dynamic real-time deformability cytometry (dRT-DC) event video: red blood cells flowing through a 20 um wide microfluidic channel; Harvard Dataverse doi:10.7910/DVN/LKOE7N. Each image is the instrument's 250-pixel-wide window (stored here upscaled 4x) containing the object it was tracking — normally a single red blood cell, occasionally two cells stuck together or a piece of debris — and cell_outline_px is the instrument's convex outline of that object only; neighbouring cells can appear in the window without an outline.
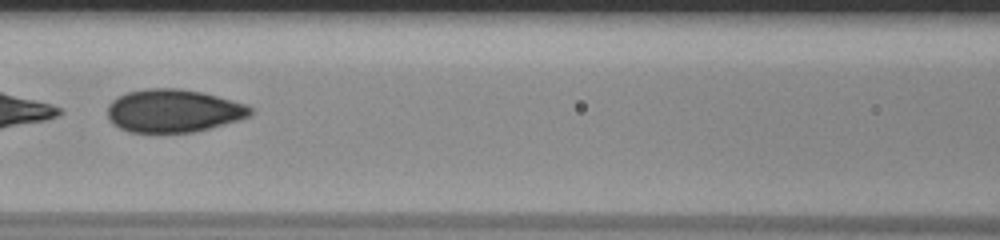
{"species": "human", "species_latin": "Homo sapiens", "temperature_condition": "room temperature", "stored_images_in_passage": 48, "segment_of_instrument_passage": [2, 2], "camera_frame_rate_fps": 3000, "um_per_image_px": 0.085, "donor": {"sex": "male"}, "frame": {"image": 1, "passage_image": 21, "time_ms": 6.667, "image_size_px": [1000, 240], "cell_outline_px": [[252, 112], [248, 116], [224, 124], [192, 132], [128, 132], [112, 124], [108, 116], [108, 104], [112, 100], [128, 92], [148, 88], [180, 88], [204, 92], [232, 100], [244, 104], [252, 108]], "centroid_in_image_um": [14.71, 9.41], "position_along_channel_um": 151.9, "area_um2": 35.6}}
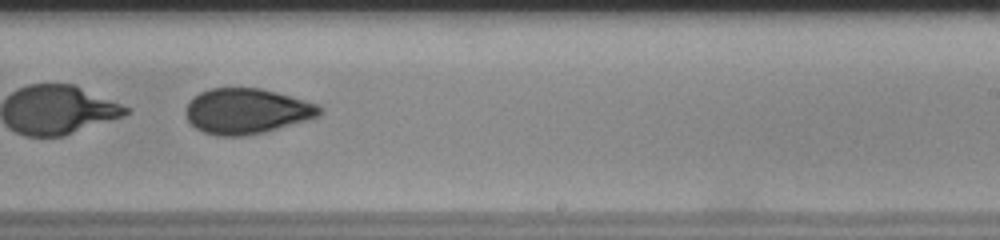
{"frame": {"image": 2, "passage_image": 30, "time_ms": 9.667, "image_size_px": [1000, 240], "cell_outline_px": [[320, 112], [316, 116], [304, 120], [264, 132], [244, 136], [220, 136], [204, 132], [196, 128], [188, 120], [184, 112], [188, 104], [200, 92], [212, 88], [260, 88], [276, 92], [320, 104]], "centroid_in_image_um": [20.94, 9.44], "position_along_channel_um": 268.1, "area_um2": 34.91}}